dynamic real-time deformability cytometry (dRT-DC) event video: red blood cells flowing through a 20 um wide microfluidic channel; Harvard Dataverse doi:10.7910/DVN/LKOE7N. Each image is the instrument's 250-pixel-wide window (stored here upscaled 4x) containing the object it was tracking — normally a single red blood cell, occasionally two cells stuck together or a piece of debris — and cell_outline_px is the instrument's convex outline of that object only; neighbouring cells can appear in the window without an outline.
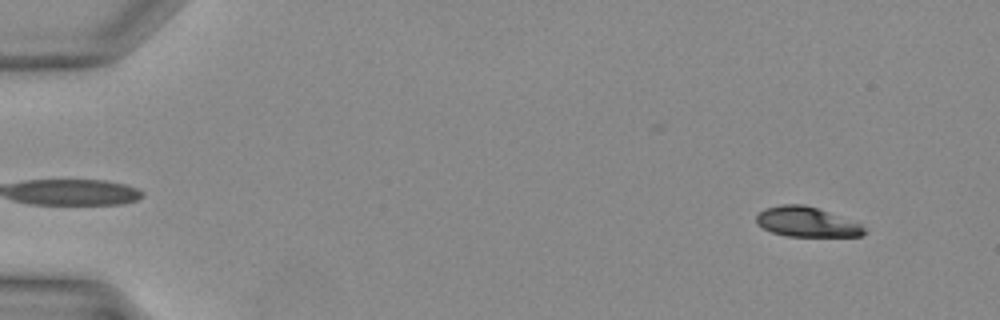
{"species": "Egyptian fruit bat (a non-hibernating species)", "species_latin": "Rousettus aegyptiacus", "temperature_condition": "warm", "stored_images_in_passage": 39, "camera_frame_rate_fps": 3000, "um_per_image_px": 0.085, "animal": {"sex": "female"}, "frame": {"image": 1, "passage_image": 3, "time_ms": 0.667, "image_size_px": [1000, 320], "cell_outline_px": [[864, 232], [860, 236], [788, 236], [772, 232], [756, 224], [756, 216], [764, 208], [780, 204], [804, 204], [828, 212], [860, 224], [864, 228]], "centroid_in_image_um": [68.5, 18.86], "position_along_channel_um": 16.5, "area_um2": 18.5}}
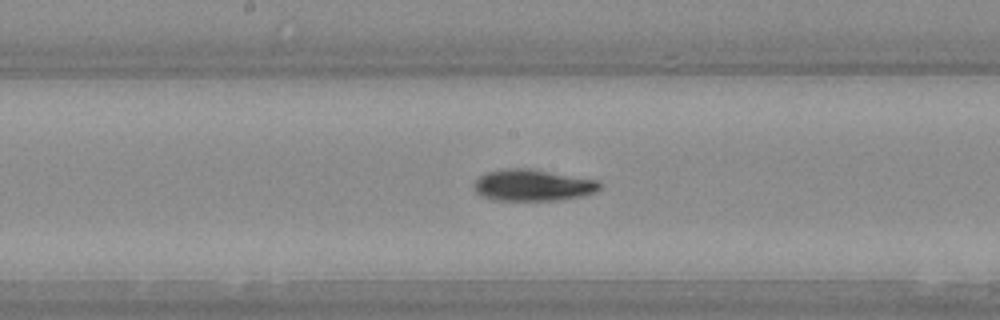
{"frame": {"image": 2, "passage_image": 21, "time_ms": 6.667, "image_size_px": [1000, 320], "cell_outline_px": [[600, 188], [596, 192], [580, 196], [556, 200], [496, 200], [480, 196], [472, 188], [472, 184], [480, 176], [488, 172], [504, 168], [532, 168], [596, 180], [600, 184]], "centroid_in_image_um": [45.23, 15.73], "position_along_channel_um": 203.0, "area_um2": 23.12}}
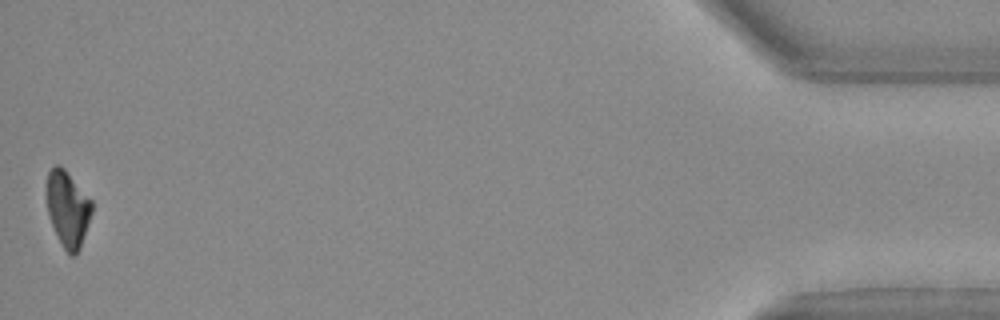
{"frame": {"image": 3, "passage_image": 39, "time_ms": 12.667, "image_size_px": [1000, 320], "cell_outline_px": [[92, 212], [80, 248], [76, 256], [68, 256], [52, 224], [48, 212], [44, 192], [48, 172], [56, 164], [60, 164], [64, 168], [92, 200]], "centroid_in_image_um": [5.74, 17.72], "position_along_channel_um": 429.5, "area_um2": 20.17}}